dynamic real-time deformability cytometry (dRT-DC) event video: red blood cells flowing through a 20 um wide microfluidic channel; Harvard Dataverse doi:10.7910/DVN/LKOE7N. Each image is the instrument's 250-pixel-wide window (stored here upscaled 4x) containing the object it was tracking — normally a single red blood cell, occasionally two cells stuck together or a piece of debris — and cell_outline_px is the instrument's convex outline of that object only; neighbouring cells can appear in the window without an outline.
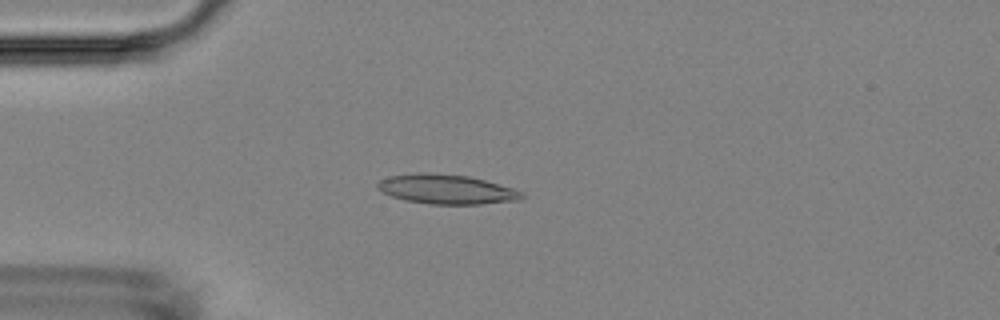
{"species": "Egyptian fruit bat (a non-hibernating species)", "species_latin": "Rousettus aegyptiacus", "temperature_condition": "room temperature", "stored_images_in_passage": 6, "camera_frame_rate_fps": 3000, "um_per_image_px": 0.085, "animal": {"sex": "female"}, "frame": {"image": 1, "passage_image": 2, "time_ms": 2.0, "image_size_px": [1000, 320], "cell_outline_px": [[524, 196], [520, 200], [480, 204], [432, 204], [404, 200], [392, 196], [376, 188], [376, 184], [380, 180], [388, 176], [416, 172], [428, 172], [468, 176], [484, 180], [512, 188], [524, 192]], "centroid_in_image_um": [37.93, 16.08], "position_along_channel_um": 47.1, "area_um2": 24.85}}
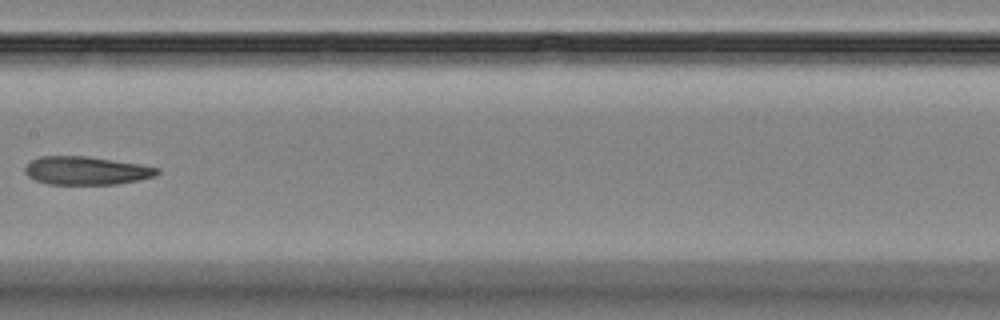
{"frame": {"image": 2, "passage_image": 6, "time_ms": 6.667, "image_size_px": [1000, 320], "cell_outline_px": [[160, 172], [156, 176], [140, 180], [116, 184], [48, 184], [36, 180], [28, 176], [24, 172], [24, 168], [32, 160], [40, 156], [88, 156], [140, 164], [160, 168]], "centroid_in_image_um": [7.36, 14.5], "position_along_channel_um": 200.0, "area_um2": 21.85}}